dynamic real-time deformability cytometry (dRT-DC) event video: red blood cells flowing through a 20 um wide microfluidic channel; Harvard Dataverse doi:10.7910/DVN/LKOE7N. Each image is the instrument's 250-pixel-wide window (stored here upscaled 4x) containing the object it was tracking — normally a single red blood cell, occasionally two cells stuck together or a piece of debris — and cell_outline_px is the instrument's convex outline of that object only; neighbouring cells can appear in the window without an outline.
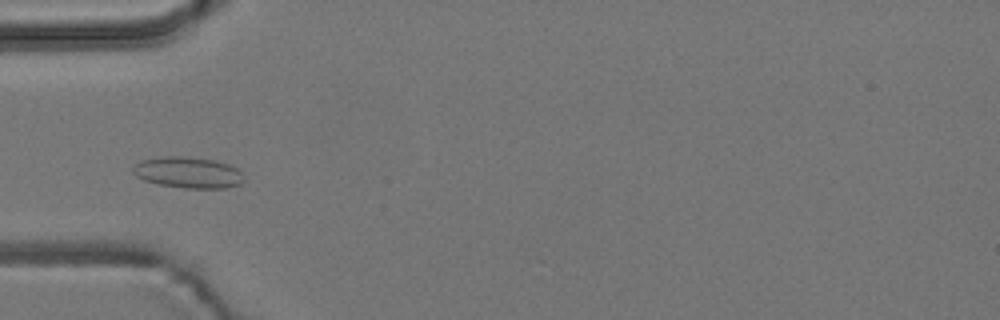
{"species": "common noctule bat (a hibernating species)", "species_latin": "Nyctalus noctula", "temperature_condition": "room temperature", "stored_images_in_passage": 5, "camera_frame_rate_fps": 3000, "um_per_image_px": 0.085, "animal": {"sex": "male", "body_mass_g": 19.2, "forearm_length_mm": 51.8}, "frame": {"image": 1, "passage_image": 2, "time_ms": 1.333, "image_size_px": [1000, 320], "cell_outline_px": [[244, 180], [240, 184], [228, 188], [184, 188], [160, 184], [144, 180], [136, 176], [132, 172], [132, 168], [140, 160], [164, 156], [180, 156], [216, 160], [228, 164], [236, 168], [244, 176]], "centroid_in_image_um": [15.99, 14.66], "position_along_channel_um": 69.0, "area_um2": 20.17}}
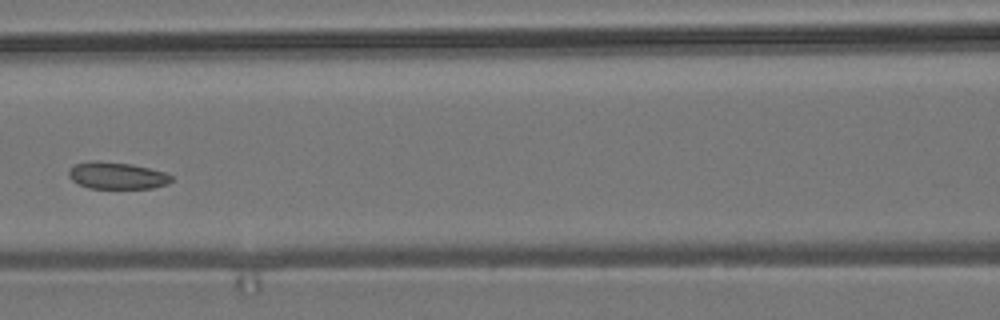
{"frame": {"image": 2, "passage_image": 4, "time_ms": 3.667, "image_size_px": [1000, 320], "cell_outline_px": [[172, 180], [168, 184], [152, 188], [88, 188], [72, 180], [68, 176], [68, 172], [76, 164], [88, 160], [100, 160], [132, 164], [164, 172], [172, 176]], "centroid_in_image_um": [9.93, 14.91], "position_along_channel_um": 156.7, "area_um2": 16.13}}
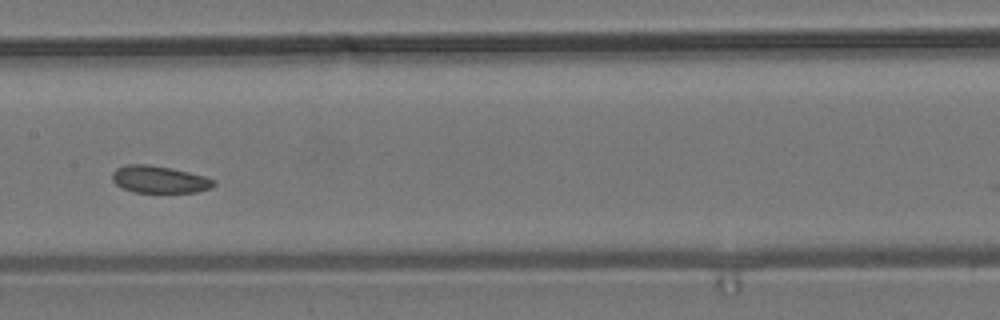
{"frame": {"image": 3, "passage_image": 5, "time_ms": 4.667, "image_size_px": [1000, 320], "cell_outline_px": [[216, 184], [212, 188], [196, 192], [132, 192], [116, 184], [112, 180], [112, 172], [116, 168], [128, 164], [148, 164], [172, 168], [204, 176], [216, 180]], "centroid_in_image_um": [13.55, 15.25], "position_along_channel_um": 193.8, "area_um2": 16.13}}